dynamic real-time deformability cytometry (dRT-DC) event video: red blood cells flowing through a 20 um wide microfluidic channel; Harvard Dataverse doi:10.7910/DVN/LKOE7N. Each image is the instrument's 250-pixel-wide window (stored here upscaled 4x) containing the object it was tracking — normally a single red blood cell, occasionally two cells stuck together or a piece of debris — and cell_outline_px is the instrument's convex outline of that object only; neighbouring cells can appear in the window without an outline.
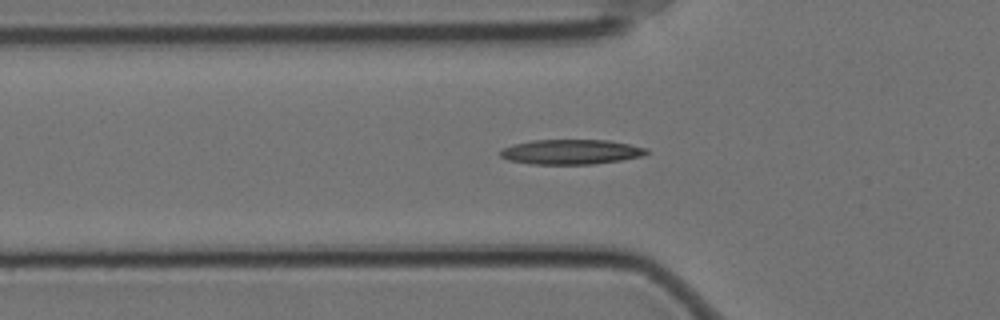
{"species": "Egyptian fruit bat (a non-hibernating species)", "species_latin": "Rousettus aegyptiacus", "temperature_condition": "cold", "stored_images_in_passage": 41, "camera_frame_rate_fps": 3000, "um_per_image_px": 0.085, "animal": {"sex": "female"}, "frame": {"image": 1, "passage_image": 3, "time_ms": 0.667, "image_size_px": [1000, 320], "cell_outline_px": [[652, 152], [640, 156], [620, 160], [592, 164], [532, 164], [508, 160], [500, 156], [500, 152], [504, 148], [512, 144], [532, 140], [608, 140], [648, 148]], "centroid_in_image_um": [48.54, 12.9], "position_along_channel_um": 77.3, "area_um2": 21.15}}
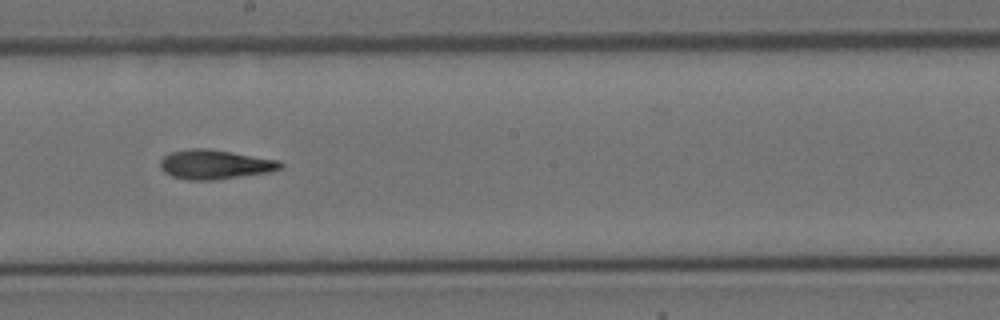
{"frame": {"image": 2, "passage_image": 16, "time_ms": 5.0, "image_size_px": [1000, 320], "cell_outline_px": [[284, 164], [280, 168], [272, 172], [212, 180], [184, 180], [172, 176], [164, 172], [160, 168], [160, 160], [164, 156], [172, 152], [192, 148], [208, 148], [280, 160]], "centroid_in_image_um": [18.27, 13.98], "position_along_channel_um": 229.9, "area_um2": 20.69}}
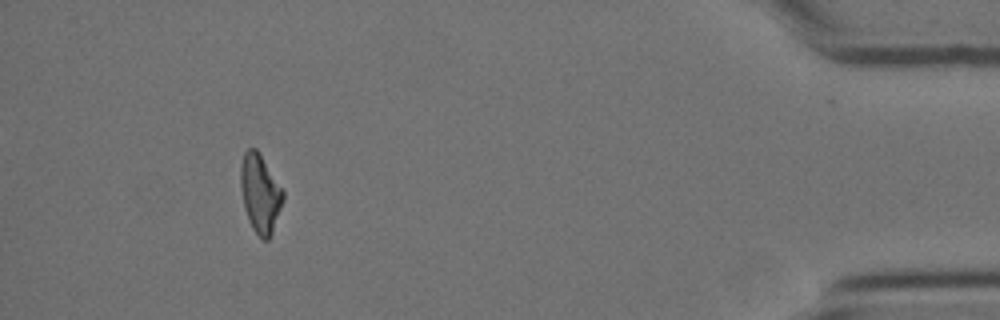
{"frame": {"image": 3, "passage_image": 37, "time_ms": 12.0, "image_size_px": [1000, 320], "cell_outline_px": [[284, 200], [272, 232], [268, 240], [264, 240], [252, 228], [248, 220], [244, 208], [240, 188], [240, 164], [244, 152], [248, 148], [256, 148], [284, 192]], "centroid_in_image_um": [22.09, 16.44], "position_along_channel_um": 413.1, "area_um2": 19.31}, "authors_computed_cell_mechanics": {"area_um2": 19.8832, "velocity_mm_per_s": 3.4893, "shape_relaxation_time_tau1_ms": 10.3649, "shape_relaxation_time_tau2_ms": 5.1417, "deformation_change_tau1": 0.2401, "deformation_change_tau2": 0.1445}}